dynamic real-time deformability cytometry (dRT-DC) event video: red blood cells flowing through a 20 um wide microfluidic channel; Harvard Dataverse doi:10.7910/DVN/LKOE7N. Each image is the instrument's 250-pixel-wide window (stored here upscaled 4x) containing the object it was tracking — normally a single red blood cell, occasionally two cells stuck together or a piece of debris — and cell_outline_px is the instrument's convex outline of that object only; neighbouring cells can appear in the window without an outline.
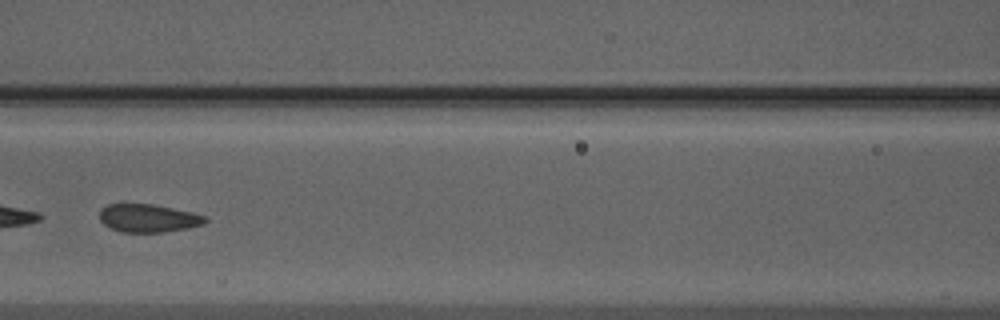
{"species": "Egyptian fruit bat (a non-hibernating species)", "species_latin": "Rousettus aegyptiacus", "temperature_condition": "warm", "stored_images_in_passage": 37, "camera_frame_rate_fps": 3000, "um_per_image_px": 0.085, "animal": {"sex": "male"}, "frame": {"image": 1, "passage_image": 11, "time_ms": 3.333, "image_size_px": [1000, 320], "cell_outline_px": [[208, 220], [204, 224], [188, 228], [164, 232], [120, 232], [104, 224], [100, 220], [100, 208], [108, 204], [152, 204], [192, 212], [208, 216]], "centroid_in_image_um": [12.63, 18.54], "position_along_channel_um": 154.0, "area_um2": 17.34}, "authors_computed_cell_mechanics": {"area_um2": 18.1492, "velocity_mm_per_s": 3.9453, "shape_relaxation_time_tau1_ms": 6.7037, "shape_relaxation_time_tau2_ms": 0.7898, "deformation_change_tau1": 0.139, "deformation_change_tau2": 0.0595}}